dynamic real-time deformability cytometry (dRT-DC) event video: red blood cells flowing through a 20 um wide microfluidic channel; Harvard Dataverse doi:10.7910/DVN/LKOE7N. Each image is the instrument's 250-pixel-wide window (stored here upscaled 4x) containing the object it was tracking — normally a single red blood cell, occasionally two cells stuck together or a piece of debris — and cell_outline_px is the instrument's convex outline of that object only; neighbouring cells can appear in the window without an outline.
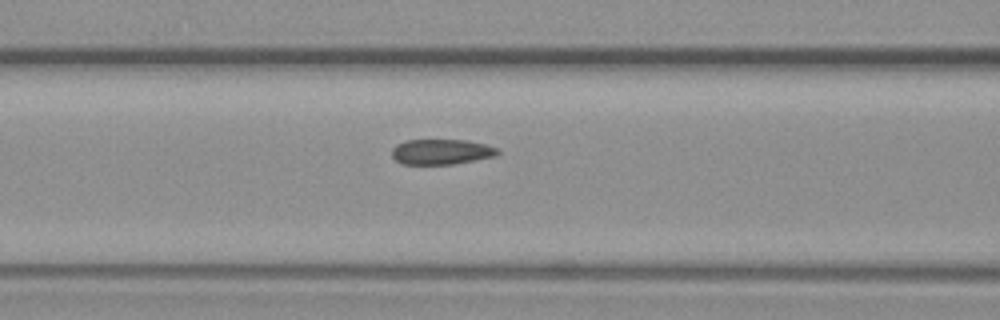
{"species": "common noctule bat (a hibernating species)", "species_latin": "Nyctalus noctula", "temperature_condition": "warm", "stored_images_in_passage": 8, "camera_frame_rate_fps": 3000, "um_per_image_px": 0.085, "animal": {"sex": "female", "body_mass_g": 19.3, "forearm_length_mm": 54.1}, "frame": {"image": 1, "passage_image": 8, "time_ms": 8.333, "image_size_px": [1000, 320], "cell_outline_px": [[500, 152], [496, 156], [452, 164], [400, 164], [392, 156], [392, 148], [396, 144], [404, 140], [464, 140], [484, 144], [496, 148]], "centroid_in_image_um": [37.47, 12.9], "position_along_channel_um": 129.1, "area_um2": 15.55}}